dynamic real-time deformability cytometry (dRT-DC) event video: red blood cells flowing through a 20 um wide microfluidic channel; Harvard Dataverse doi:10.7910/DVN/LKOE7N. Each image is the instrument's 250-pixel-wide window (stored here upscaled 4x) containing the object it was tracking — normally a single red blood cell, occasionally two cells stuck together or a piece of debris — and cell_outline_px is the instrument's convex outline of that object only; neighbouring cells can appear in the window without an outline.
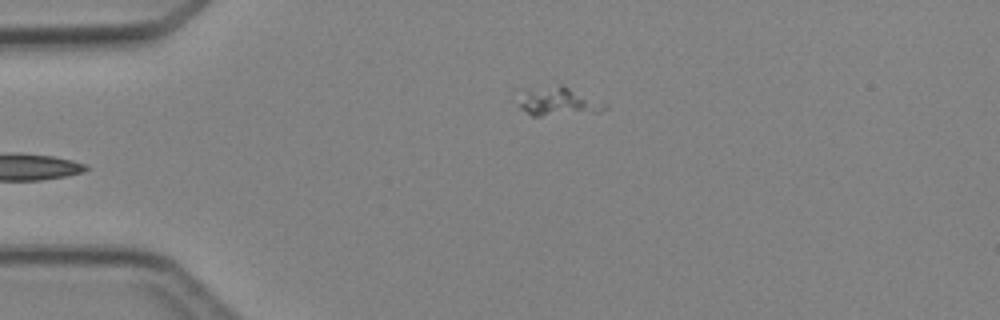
{"species": "Egyptian fruit bat (a non-hibernating species)", "species_latin": "Rousettus aegyptiacus", "temperature_condition": "cold", "stored_images_in_passage": 5, "segment_of_instrument_passage": [2, 2], "camera_frame_rate_fps": 3000, "um_per_image_px": 0.085, "animal": {"sex": "female"}, "frame": {"image": 1, "passage_image": 5, "time_ms": 4.667, "image_size_px": [1000, 320], "cell_outline_px": [[608, 108], [596, 112], [540, 116], [532, 116], [520, 108], [520, 104], [524, 88], [560, 84], [608, 104]], "centroid_in_image_um": [47.44, 8.62], "position_along_channel_um": 37.6, "area_um2": 14.33}}